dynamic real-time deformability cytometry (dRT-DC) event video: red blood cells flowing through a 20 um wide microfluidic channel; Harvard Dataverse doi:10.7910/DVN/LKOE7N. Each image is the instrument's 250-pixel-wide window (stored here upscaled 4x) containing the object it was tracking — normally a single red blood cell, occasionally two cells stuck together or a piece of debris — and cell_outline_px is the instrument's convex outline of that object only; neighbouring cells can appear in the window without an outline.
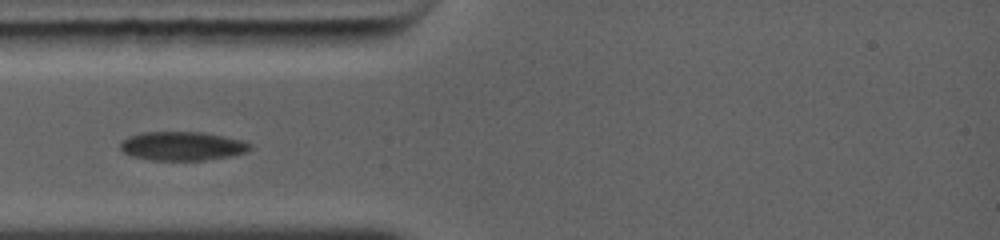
{"species": "common noctule bat (a hibernating species)", "species_latin": "Nyctalus noctula", "temperature_condition": "warm", "stored_images_in_passage": 30, "camera_frame_rate_fps": 5000, "um_per_image_px": 0.085, "animal": {"sex": "female", "body_mass_g": 19.0, "forearm_length_mm": 56.7}, "frame": {"image": 1, "passage_image": 1, "time_ms": 0.0, "image_size_px": [1000, 240], "cell_outline_px": [[252, 148], [248, 152], [232, 156], [204, 160], [152, 160], [132, 156], [124, 152], [120, 148], [120, 140], [128, 136], [140, 132], [204, 132], [224, 136], [240, 140], [252, 144]], "centroid_in_image_um": [15.49, 12.41], "position_along_channel_um": 69.5, "area_um2": 22.02}}
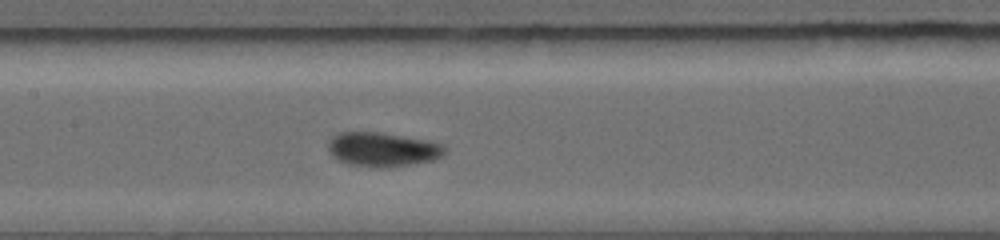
{"frame": {"image": 2, "passage_image": 16, "time_ms": 2.4, "image_size_px": [1000, 240], "cell_outline_px": [[448, 152], [432, 160], [388, 168], [380, 168], [348, 164], [332, 156], [328, 152], [328, 140], [332, 136], [340, 132], [380, 132], [428, 140], [444, 144], [448, 148]], "centroid_in_image_um": [32.53, 12.69], "position_along_channel_um": 174.9, "area_um2": 23.52}}
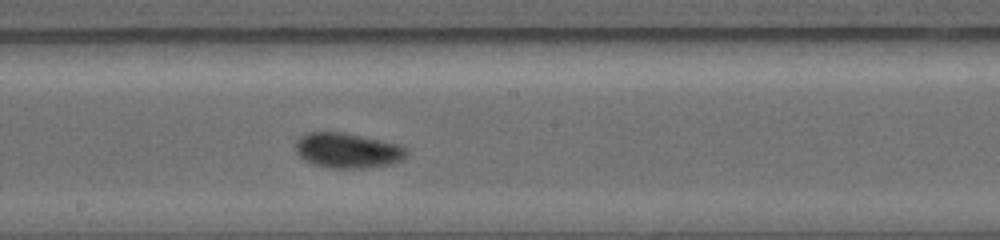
{"frame": {"image": 3, "passage_image": 19, "time_ms": 3.4, "image_size_px": [1000, 240], "cell_outline_px": [[408, 152], [400, 160], [392, 164], [364, 168], [328, 168], [312, 164], [304, 160], [296, 152], [296, 140], [300, 136], [308, 132], [344, 132], [400, 144], [408, 148]], "centroid_in_image_um": [29.54, 12.79], "position_along_channel_um": 218.7, "area_um2": 22.89}}